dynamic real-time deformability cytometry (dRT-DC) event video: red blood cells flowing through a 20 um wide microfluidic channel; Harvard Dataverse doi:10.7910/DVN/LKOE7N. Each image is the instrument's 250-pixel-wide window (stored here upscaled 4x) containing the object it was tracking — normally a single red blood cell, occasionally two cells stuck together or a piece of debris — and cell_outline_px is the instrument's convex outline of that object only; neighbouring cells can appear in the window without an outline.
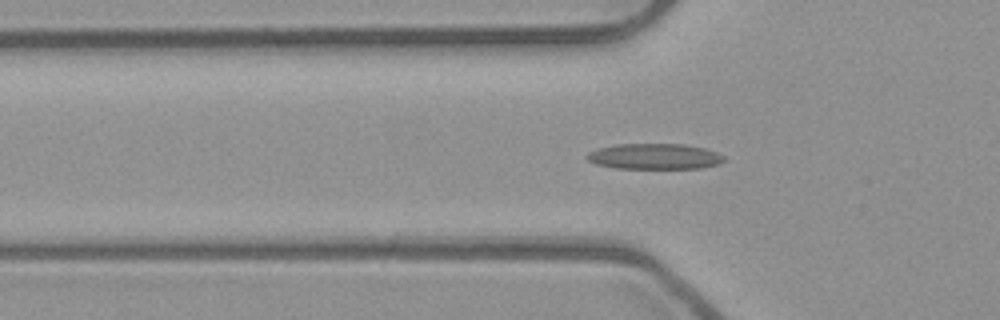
{"species": "common noctule bat (a hibernating species)", "species_latin": "Nyctalus noctula", "temperature_condition": "room temperature", "stored_images_in_passage": 43, "camera_frame_rate_fps": 3000, "um_per_image_px": 0.085, "animal": {"sex": "male", "body_mass_g": 23.1, "forearm_length_mm": 52.7}, "frame": {"image": 1, "passage_image": 7, "time_ms": 2.0, "image_size_px": [1000, 320], "cell_outline_px": [[724, 160], [720, 164], [700, 168], [616, 168], [596, 164], [588, 160], [584, 156], [588, 152], [596, 148], [616, 144], [684, 144], [704, 148], [716, 152], [724, 156]], "centroid_in_image_um": [55.6, 13.29], "position_along_channel_um": 70.2, "area_um2": 20.58}}
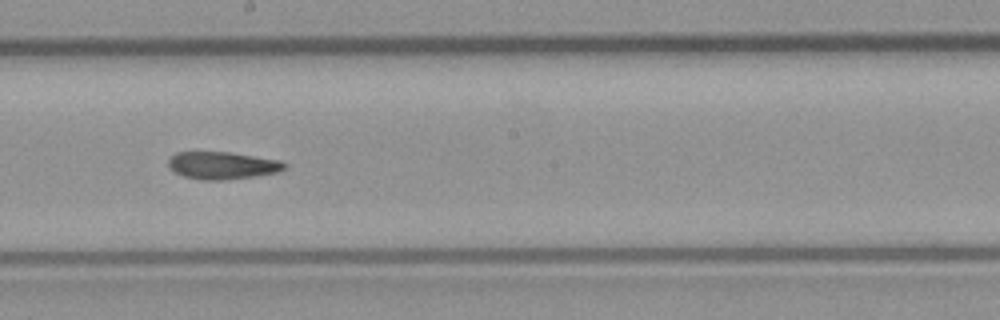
{"frame": {"image": 2, "passage_image": 19, "time_ms": 6.0, "image_size_px": [1000, 320], "cell_outline_px": [[288, 164], [284, 168], [276, 172], [256, 176], [220, 180], [200, 180], [184, 176], [176, 172], [168, 164], [168, 160], [176, 152], [228, 152], [280, 160]], "centroid_in_image_um": [18.9, 14.06], "position_along_channel_um": 229.3, "area_um2": 18.32}}
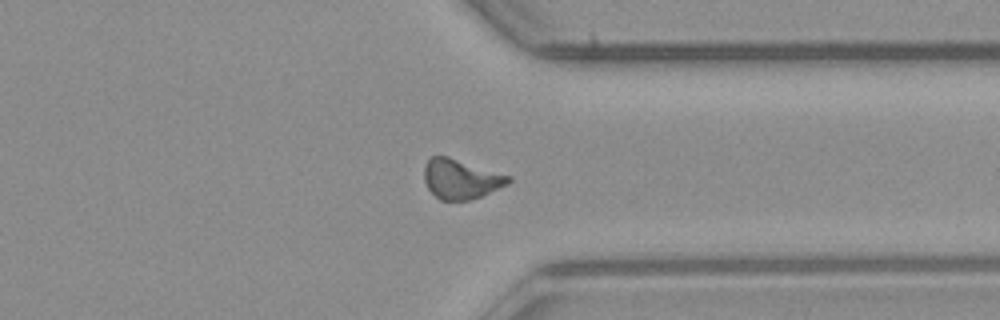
{"frame": {"image": 3, "passage_image": 30, "time_ms": 9.667, "image_size_px": [1000, 320], "cell_outline_px": [[512, 180], [508, 184], [472, 200], [440, 200], [428, 188], [424, 180], [424, 164], [432, 156], [448, 156], [512, 176]], "centroid_in_image_um": [39.18, 15.21], "position_along_channel_um": 372.2, "area_um2": 19.54}}